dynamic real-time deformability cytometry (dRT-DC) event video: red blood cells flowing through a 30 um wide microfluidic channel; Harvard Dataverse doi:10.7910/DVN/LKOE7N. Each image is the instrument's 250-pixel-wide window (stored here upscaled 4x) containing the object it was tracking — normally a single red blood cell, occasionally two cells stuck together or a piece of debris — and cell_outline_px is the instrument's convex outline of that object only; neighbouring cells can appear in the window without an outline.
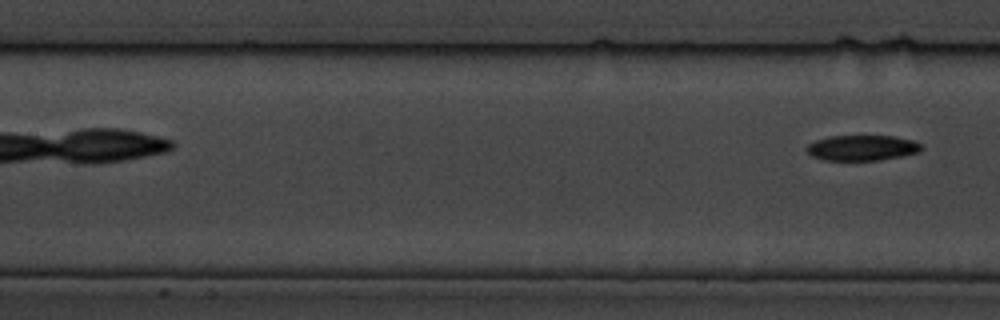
{"species": "common noctule bat (a hibernating species)", "species_latin": "Nyctalus noctula", "temperature_condition": "cold", "stored_images_in_passage": 6, "camera_frame_rate_fps": 3000, "um_per_image_px": 0.085, "animal": {"sex": "male", "body_mass_g": 19.5, "forearm_length_mm": 54.6}, "frame": {"image": 1, "passage_image": 6, "time_ms": 6.333, "image_size_px": [1000, 320], "cell_outline_px": [[924, 148], [920, 152], [880, 160], [824, 160], [812, 156], [804, 148], [808, 144], [816, 140], [828, 136], [892, 136], [912, 140], [920, 144]], "centroid_in_image_um": [73.26, 12.56], "position_along_channel_um": 134.1, "area_um2": 16.99}}